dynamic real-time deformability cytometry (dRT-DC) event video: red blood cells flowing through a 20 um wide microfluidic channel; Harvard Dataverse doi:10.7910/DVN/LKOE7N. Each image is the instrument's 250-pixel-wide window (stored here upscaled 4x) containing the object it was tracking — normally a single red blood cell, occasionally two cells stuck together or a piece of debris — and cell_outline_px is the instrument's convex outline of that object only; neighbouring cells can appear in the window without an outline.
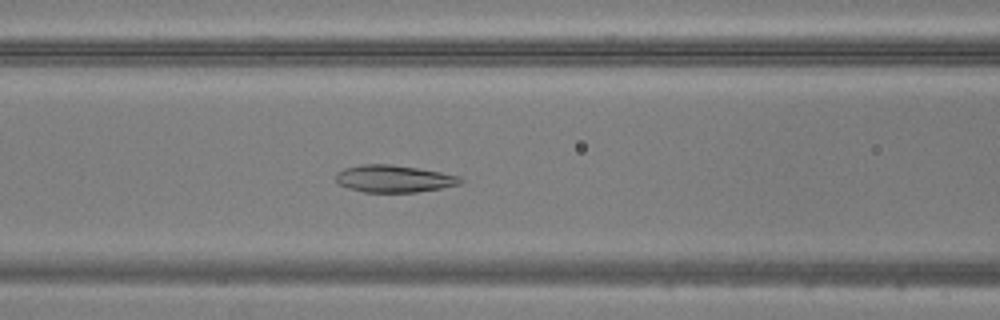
{"species": "common noctule bat (a hibernating species)", "species_latin": "Nyctalus noctula", "temperature_condition": "warm", "stored_images_in_passage": 31, "camera_frame_rate_fps": 3000, "um_per_image_px": 0.085, "animal": {"sex": "male", "body_mass_g": 20.5, "forearm_length_mm": 52.5}, "frame": {"image": 1, "passage_image": 21, "time_ms": 6.667, "image_size_px": [1000, 320], "cell_outline_px": [[464, 180], [460, 184], [440, 188], [416, 192], [364, 192], [348, 188], [340, 184], [336, 180], [336, 172], [344, 168], [360, 164], [392, 164], [440, 172], [460, 176]], "centroid_in_image_um": [33.47, 15.18], "position_along_channel_um": 133.1, "area_um2": 19.71}}
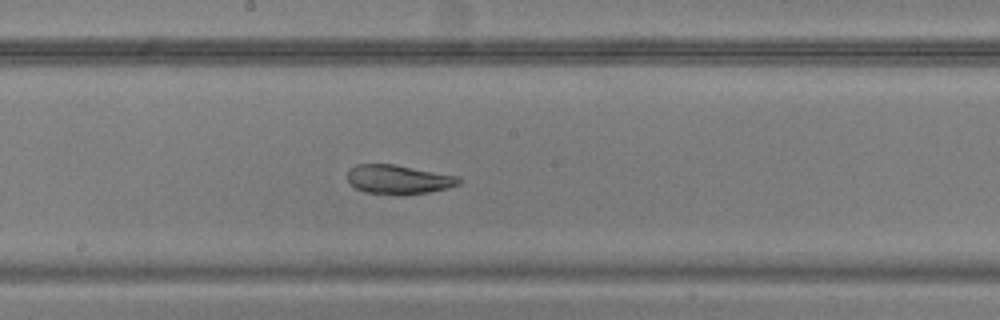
{"frame": {"image": 2, "passage_image": 27, "time_ms": 8.667, "image_size_px": [1000, 320], "cell_outline_px": [[460, 184], [448, 188], [428, 192], [404, 196], [396, 196], [364, 192], [356, 188], [348, 180], [348, 168], [356, 164], [396, 164], [460, 176]], "centroid_in_image_um": [33.88, 15.26], "position_along_channel_um": 214.3, "area_um2": 19.42}}
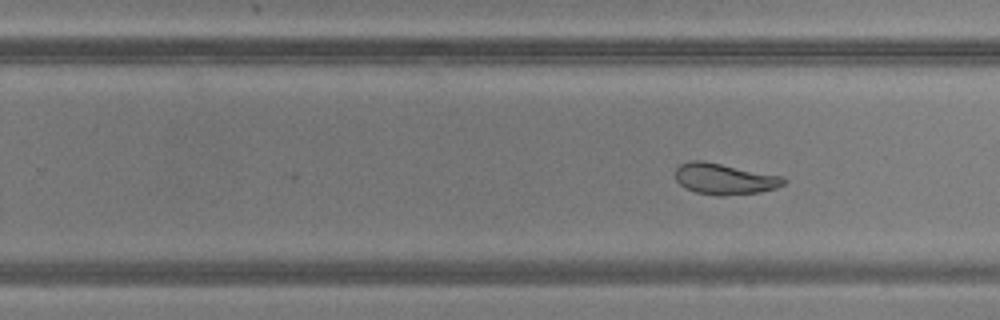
{"frame": {"image": 3, "passage_image": 31, "time_ms": 10.0, "image_size_px": [1000, 320], "cell_outline_px": [[788, 180], [784, 184], [776, 188], [760, 192], [724, 196], [716, 196], [696, 192], [684, 188], [676, 180], [676, 168], [680, 164], [688, 160], [704, 160], [784, 176]], "centroid_in_image_um": [61.6, 15.2], "position_along_channel_um": 268.2, "area_um2": 20.0}}